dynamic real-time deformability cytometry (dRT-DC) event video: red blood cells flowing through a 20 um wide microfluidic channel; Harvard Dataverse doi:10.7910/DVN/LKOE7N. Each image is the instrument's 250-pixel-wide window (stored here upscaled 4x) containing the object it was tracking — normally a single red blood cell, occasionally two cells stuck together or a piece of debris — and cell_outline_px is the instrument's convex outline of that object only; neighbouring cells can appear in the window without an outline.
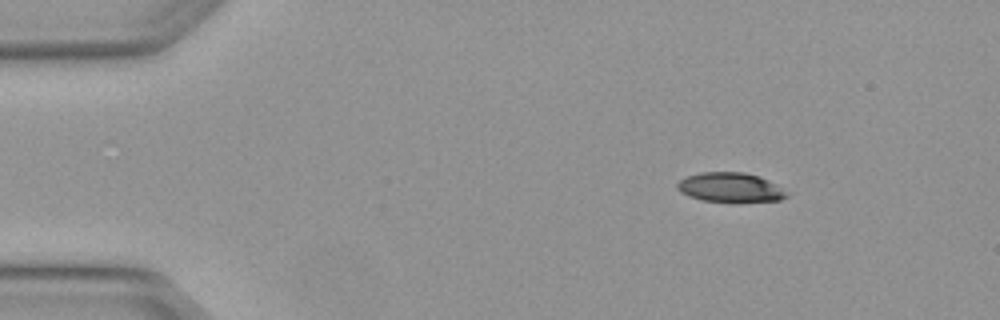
{"species": "Egyptian fruit bat (a non-hibernating species)", "species_latin": "Rousettus aegyptiacus", "temperature_condition": "warm", "stored_images_in_passage": 2, "camera_frame_rate_fps": 3000, "um_per_image_px": 0.085, "animal": {"sex": "female"}, "frame": {"image": 1, "passage_image": 2, "time_ms": 0.333, "image_size_px": [1000, 320], "cell_outline_px": [[788, 196], [780, 200], [704, 200], [688, 196], [680, 192], [676, 188], [676, 184], [680, 180], [688, 176], [700, 172], [744, 172], [768, 180], [776, 184]], "centroid_in_image_um": [62.0, 15.9], "position_along_channel_um": 23.0, "area_um2": 18.03}}